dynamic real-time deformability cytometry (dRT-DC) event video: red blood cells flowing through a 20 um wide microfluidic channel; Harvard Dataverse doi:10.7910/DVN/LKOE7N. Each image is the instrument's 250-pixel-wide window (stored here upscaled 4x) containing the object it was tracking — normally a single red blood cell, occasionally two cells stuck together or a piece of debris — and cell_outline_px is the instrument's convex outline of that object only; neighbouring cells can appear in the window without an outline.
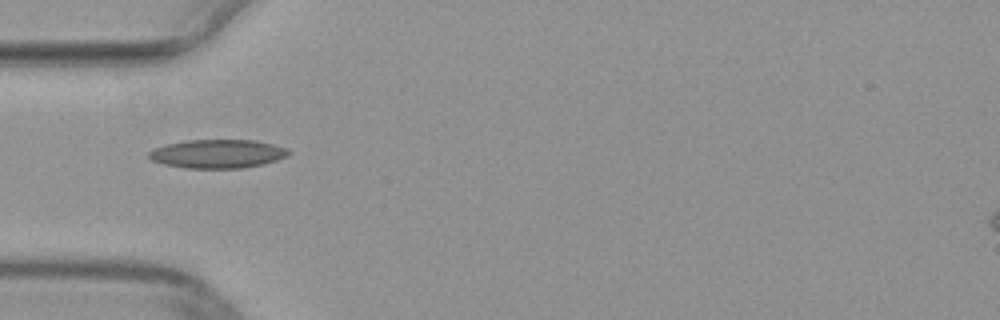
{"species": "common noctule bat (a hibernating species)", "species_latin": "Nyctalus noctula", "temperature_condition": "warm", "stored_images_in_passage": 35, "camera_frame_rate_fps": 3000, "um_per_image_px": 0.085, "animal": {"sex": "female", "body_mass_g": 29.2, "forearm_length_mm": 56.3}, "frame": {"image": 1, "passage_image": 1, "time_ms": 0.0, "image_size_px": [1000, 320], "cell_outline_px": [[292, 152], [288, 156], [264, 164], [244, 168], [184, 168], [164, 164], [152, 160], [148, 156], [148, 152], [152, 148], [164, 144], [184, 140], [256, 140], [288, 148]], "centroid_in_image_um": [18.49, 13.07], "position_along_channel_um": 66.5, "area_um2": 23.64}}
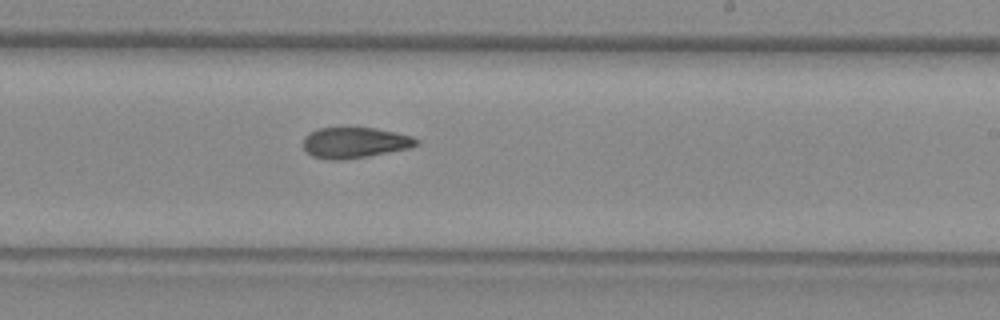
{"frame": {"image": 2, "passage_image": 15, "time_ms": 4.667, "image_size_px": [1000, 320], "cell_outline_px": [[420, 144], [408, 148], [368, 156], [344, 160], [328, 160], [312, 156], [304, 148], [304, 136], [320, 128], [372, 128], [396, 132], [412, 136], [420, 140]], "centroid_in_image_um": [30.18, 12.13], "position_along_channel_um": 258.8, "area_um2": 20.17}}
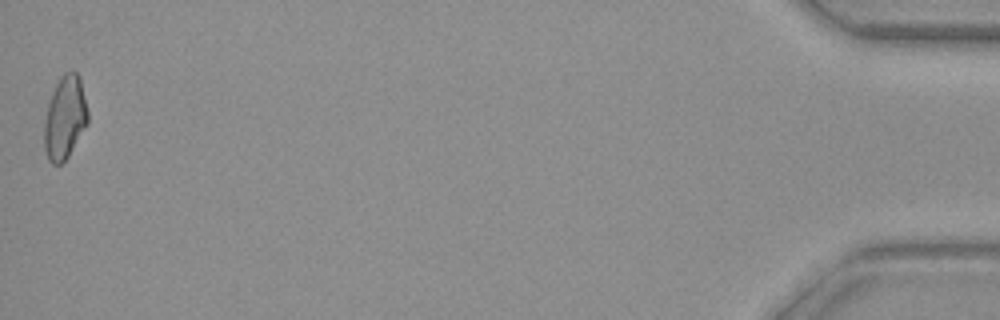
{"frame": {"image": 3, "passage_image": 35, "time_ms": 11.333, "image_size_px": [1000, 320], "cell_outline_px": [[88, 120], [68, 156], [60, 164], [52, 164], [48, 160], [44, 148], [44, 124], [48, 104], [52, 92], [60, 76], [64, 72], [76, 72], [80, 80], [88, 112]], "centroid_in_image_um": [5.49, 10.0], "position_along_channel_um": 429.7, "area_um2": 20.69}}